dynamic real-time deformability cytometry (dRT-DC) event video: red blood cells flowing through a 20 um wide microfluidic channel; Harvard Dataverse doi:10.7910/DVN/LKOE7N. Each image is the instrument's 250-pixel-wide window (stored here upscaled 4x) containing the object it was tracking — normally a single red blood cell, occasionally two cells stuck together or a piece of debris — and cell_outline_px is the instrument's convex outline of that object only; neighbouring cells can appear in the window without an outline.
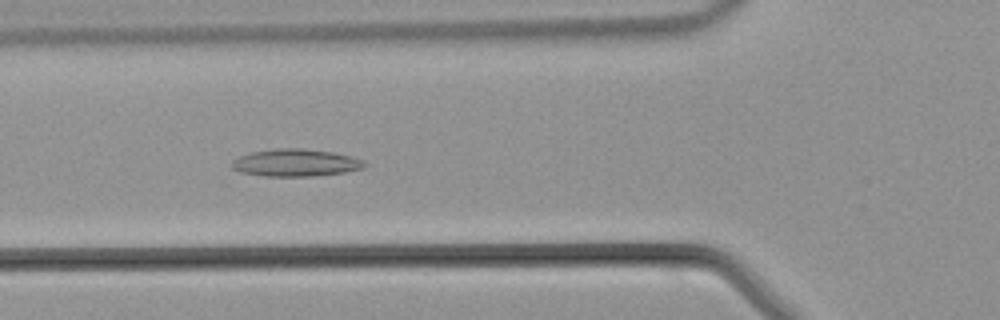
{"species": "common noctule bat (a hibernating species)", "species_latin": "Nyctalus noctula", "temperature_condition": "warm", "stored_images_in_passage": 33, "camera_frame_rate_fps": 3000, "um_per_image_px": 0.085, "animal": {"sex": "male", "body_mass_g": 21.5, "forearm_length_mm": 52.0}, "frame": {"image": 1, "passage_image": 4, "time_ms": 1.0, "image_size_px": [1000, 320], "cell_outline_px": [[368, 164], [364, 168], [344, 172], [312, 176], [264, 176], [240, 172], [232, 168], [232, 160], [240, 156], [252, 152], [276, 148], [300, 148], [332, 152], [352, 156], [364, 160]], "centroid_in_image_um": [25.15, 13.83], "position_along_channel_um": 100.6, "area_um2": 21.15}}
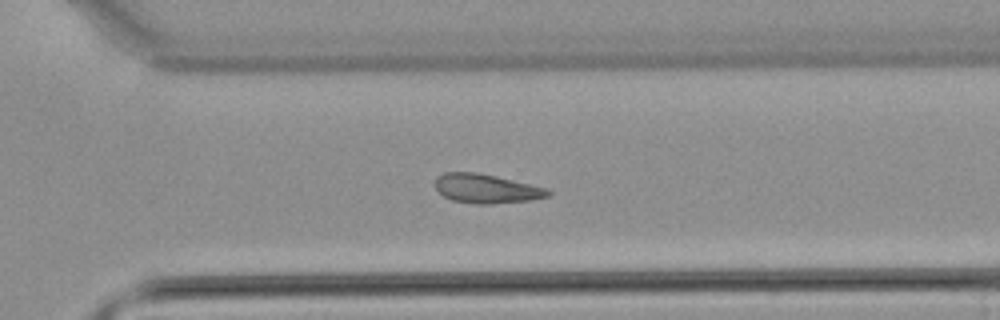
{"frame": {"image": 2, "passage_image": 19, "time_ms": 6.0, "image_size_px": [1000, 320], "cell_outline_px": [[552, 192], [548, 196], [532, 200], [492, 204], [476, 204], [452, 200], [444, 196], [436, 188], [436, 176], [444, 172], [476, 172], [496, 176], [548, 188]], "centroid_in_image_um": [41.35, 16.03], "position_along_channel_um": 329.2, "area_um2": 19.19}}
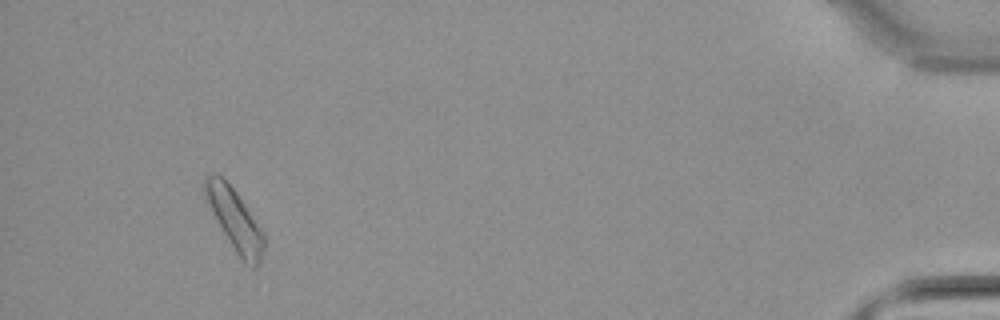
{"frame": {"image": 3, "passage_image": 30, "time_ms": 9.667, "image_size_px": [1000, 320], "cell_outline_px": [[264, 248], [260, 264], [256, 268], [252, 268], [244, 264], [228, 240], [204, 200], [200, 188], [204, 176], [220, 176], [236, 192], [264, 232]], "centroid_in_image_um": [19.92, 18.69], "position_along_channel_um": 415.3, "area_um2": 21.33}}